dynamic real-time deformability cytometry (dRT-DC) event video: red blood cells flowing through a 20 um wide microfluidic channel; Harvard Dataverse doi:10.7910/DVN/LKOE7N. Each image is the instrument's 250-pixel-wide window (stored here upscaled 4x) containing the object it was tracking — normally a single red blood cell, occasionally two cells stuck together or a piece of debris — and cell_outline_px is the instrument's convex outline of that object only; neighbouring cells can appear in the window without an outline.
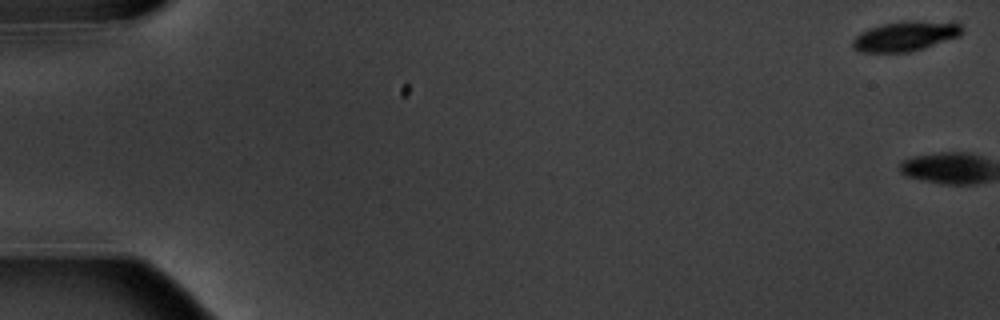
{"species": "common noctule bat (a hibernating species)", "species_latin": "Nyctalus noctula", "temperature_condition": "warm", "stored_images_in_passage": 7, "camera_frame_rate_fps": 3000, "um_per_image_px": 0.085, "animal": {"sex": "male", "body_mass_g": 20.1, "forearm_length_mm": 53.5}, "frame": {"image": 1, "passage_image": 1, "time_ms": 0.0, "image_size_px": [1000, 320], "cell_outline_px": [[964, 32], [960, 36], [924, 48], [908, 52], [860, 52], [852, 48], [852, 40], [860, 32], [868, 28], [880, 24], [900, 20], [956, 20], [964, 28]], "centroid_in_image_um": [77.02, 3.03], "position_along_channel_um": 8.0, "area_um2": 19.88}}
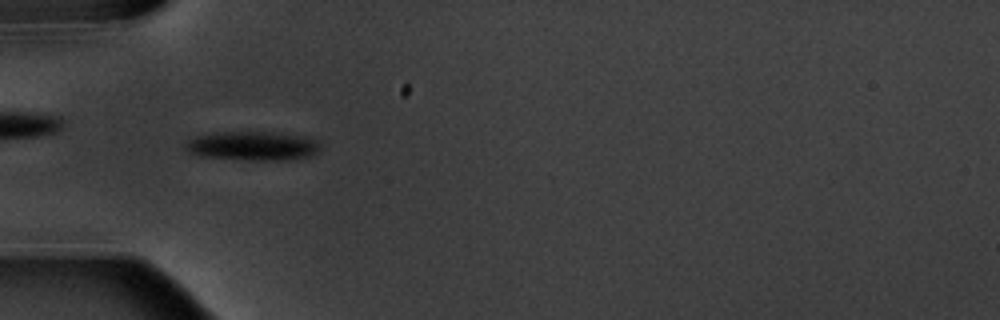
{"frame": {"image": 2, "passage_image": 6, "time_ms": 6.667, "image_size_px": [1000, 320], "cell_outline_px": [[320, 148], [316, 152], [308, 156], [292, 160], [252, 160], [196, 156], [188, 152], [184, 148], [184, 144], [188, 140], [196, 136], [220, 132], [268, 132], [308, 136], [316, 140], [320, 144]], "centroid_in_image_um": [21.46, 12.4], "position_along_channel_um": 63.5, "area_um2": 23.0}}